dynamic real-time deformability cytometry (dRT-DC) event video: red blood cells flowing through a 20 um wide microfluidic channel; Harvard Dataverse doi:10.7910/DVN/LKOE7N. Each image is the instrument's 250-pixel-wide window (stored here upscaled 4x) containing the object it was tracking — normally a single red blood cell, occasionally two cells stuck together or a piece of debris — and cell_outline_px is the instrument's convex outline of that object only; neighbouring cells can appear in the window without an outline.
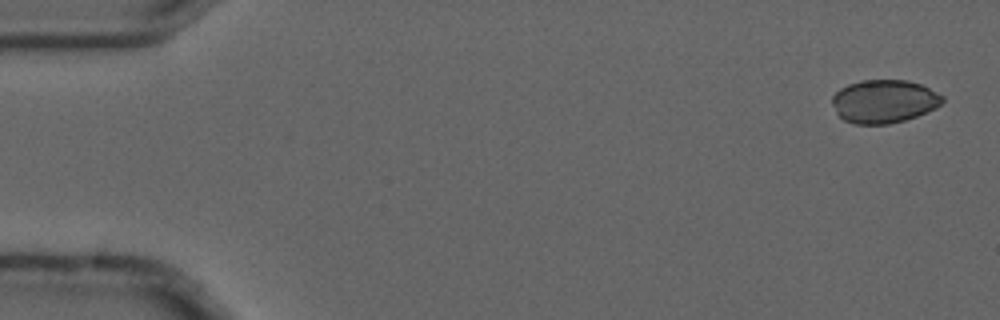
{"species": "common noctule bat (a hibernating species)", "species_latin": "Nyctalus noctula", "temperature_condition": "cold", "stored_images_in_passage": 5, "camera_frame_rate_fps": 3000, "um_per_image_px": 0.085, "animal": {"sex": "male", "forearm_length_mm": 52.5}, "frame": {"image": 1, "passage_image": 1, "time_ms": 0.0, "image_size_px": [1000, 320], "cell_outline_px": [[944, 100], [936, 108], [916, 116], [904, 120], [888, 124], [852, 124], [844, 120], [836, 112], [832, 104], [832, 96], [840, 88], [848, 84], [860, 80], [908, 80], [920, 84], [944, 96]], "centroid_in_image_um": [75.12, 8.61], "position_along_channel_um": 9.9, "area_um2": 27.8}}
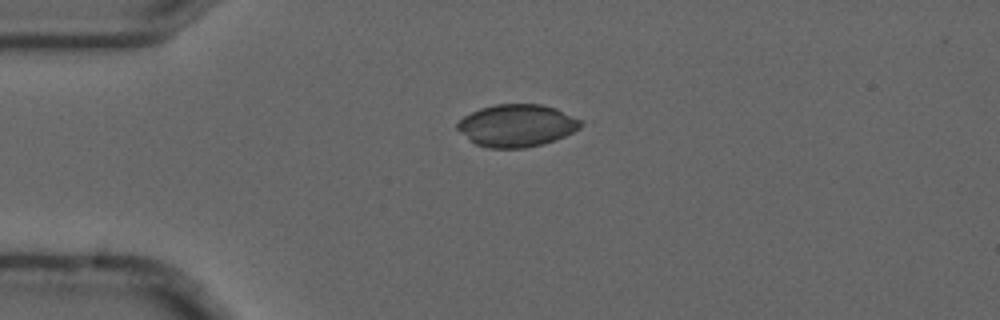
{"frame": {"image": 2, "passage_image": 4, "time_ms": 1.0, "image_size_px": [1000, 320], "cell_outline_px": [[584, 124], [580, 128], [564, 136], [540, 144], [524, 148], [488, 148], [476, 144], [456, 128], [456, 124], [464, 116], [480, 108], [496, 104], [540, 104], [556, 108], [580, 120]], "centroid_in_image_um": [43.92, 10.66], "position_along_channel_um": 41.1, "area_um2": 30.11}}